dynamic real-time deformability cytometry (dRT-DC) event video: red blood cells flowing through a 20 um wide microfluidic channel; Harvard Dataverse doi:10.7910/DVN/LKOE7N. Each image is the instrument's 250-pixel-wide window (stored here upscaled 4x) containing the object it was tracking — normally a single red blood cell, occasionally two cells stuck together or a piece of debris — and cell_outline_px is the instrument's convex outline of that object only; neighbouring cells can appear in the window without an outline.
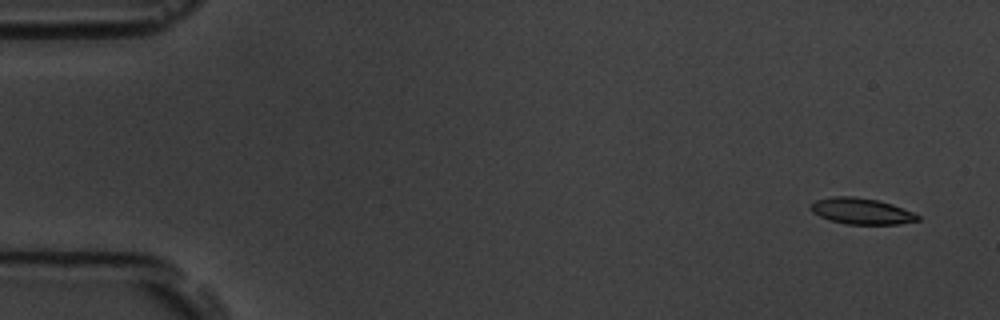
{"species": "common noctule bat (a hibernating species)", "species_latin": "Nyctalus noctula", "temperature_condition": "room temperature", "stored_images_in_passage": 5, "camera_frame_rate_fps": 3000, "um_per_image_px": 0.085, "animal": {"sex": "male", "body_mass_g": 19.5, "forearm_length_mm": 54.6}, "frame": {"image": 1, "passage_image": 1, "time_ms": 0.0, "image_size_px": [1000, 320], "cell_outline_px": [[920, 220], [900, 224], [848, 224], [828, 220], [812, 212], [808, 208], [816, 200], [832, 196], [852, 196], [876, 200], [892, 204], [912, 212], [920, 216]], "centroid_in_image_um": [73.2, 17.95], "position_along_channel_um": 11.8, "area_um2": 16.24}}
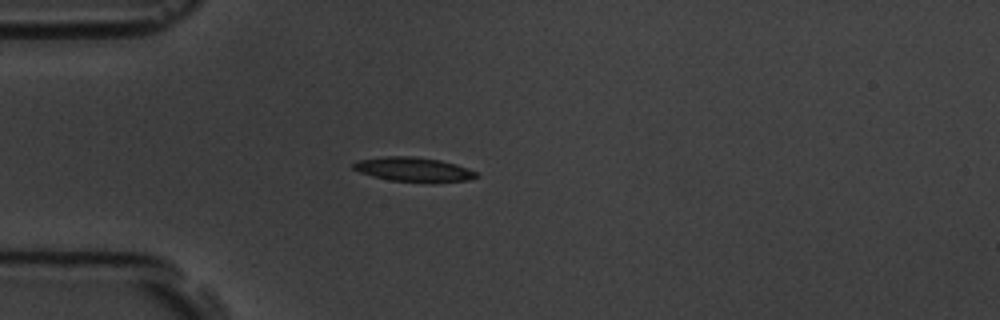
{"frame": {"image": 2, "passage_image": 4, "time_ms": 4.333, "image_size_px": [1000, 320], "cell_outline_px": [[480, 176], [468, 180], [432, 184], [388, 180], [372, 176], [360, 172], [352, 168], [352, 164], [356, 160], [384, 156], [416, 156], [440, 160], [456, 164], [468, 168], [476, 172]], "centroid_in_image_um": [35.17, 14.42], "position_along_channel_um": 49.8, "area_um2": 18.03}}